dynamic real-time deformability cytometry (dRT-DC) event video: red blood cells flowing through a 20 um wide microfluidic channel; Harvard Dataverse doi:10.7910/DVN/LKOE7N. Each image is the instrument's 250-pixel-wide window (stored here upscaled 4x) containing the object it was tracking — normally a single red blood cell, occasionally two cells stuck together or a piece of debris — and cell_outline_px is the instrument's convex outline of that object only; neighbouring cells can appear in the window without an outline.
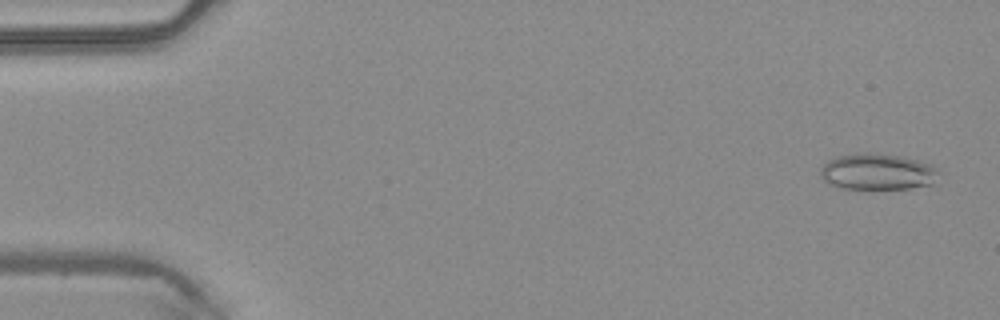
{"species": "common noctule bat (a hibernating species)", "species_latin": "Nyctalus noctula", "temperature_condition": "warm", "stored_images_in_passage": 48, "camera_frame_rate_fps": 3000, "um_per_image_px": 0.085, "animal": {"sex": "male", "body_mass_g": 20.4}, "frame": {"image": 1, "passage_image": 2, "time_ms": 0.333, "image_size_px": [1000, 320], "cell_outline_px": [[944, 172], [932, 184], [908, 188], [844, 188], [828, 184], [824, 180], [820, 172], [820, 168], [828, 160], [836, 156], [860, 152], [872, 152], [900, 156], [932, 164]], "centroid_in_image_um": [74.63, 14.58], "position_along_channel_um": 10.4, "area_um2": 25.26}}
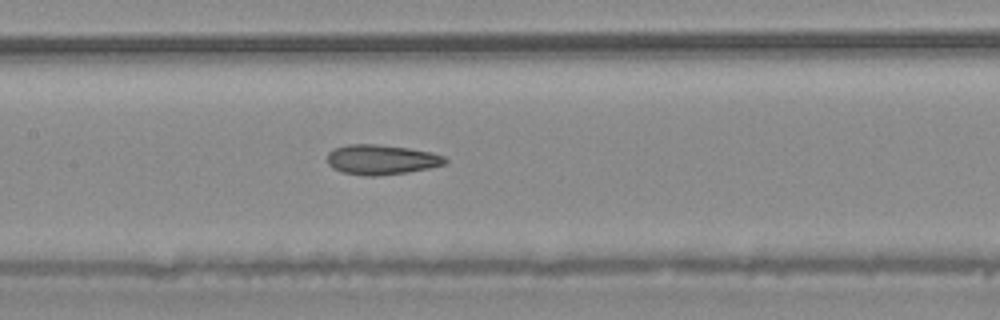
{"frame": {"image": 2, "passage_image": 23, "time_ms": 7.333, "image_size_px": [1000, 320], "cell_outline_px": [[448, 164], [408, 172], [376, 176], [364, 176], [340, 172], [332, 168], [328, 164], [328, 152], [332, 148], [348, 144], [376, 144], [408, 148], [432, 152], [444, 156], [448, 160]], "centroid_in_image_um": [32.41, 13.57], "position_along_channel_um": 175.0, "area_um2": 20.81}}
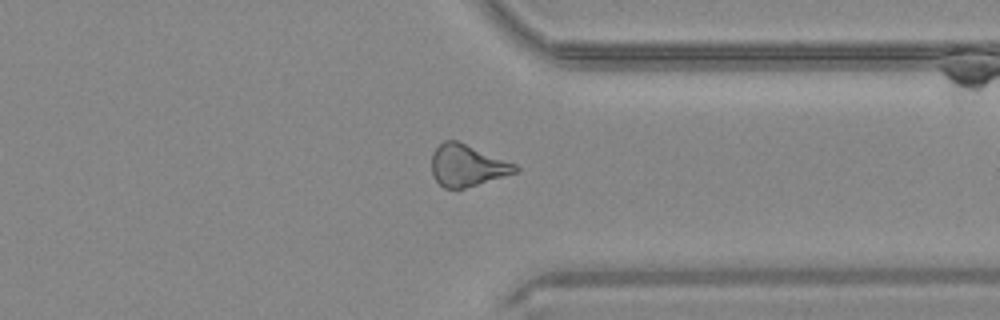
{"frame": {"image": 3, "passage_image": 37, "time_ms": 12.0, "image_size_px": [1000, 320], "cell_outline_px": [[520, 172], [464, 188], [444, 188], [432, 176], [432, 152], [444, 140], [456, 140], [516, 164], [520, 168]], "centroid_in_image_um": [39.72, 14.07], "position_along_channel_um": 371.7, "area_um2": 20.29}, "authors_computed_cell_mechanics": {"area_um2": 20.9236, "velocity_mm_per_s": 4.2449, "shape_relaxation_time_tau1_ms": null, "shape_relaxation_time_tau2_ms": 4.689, "deformation_change_tau1": null, "deformation_change_tau2": 0.1428}}